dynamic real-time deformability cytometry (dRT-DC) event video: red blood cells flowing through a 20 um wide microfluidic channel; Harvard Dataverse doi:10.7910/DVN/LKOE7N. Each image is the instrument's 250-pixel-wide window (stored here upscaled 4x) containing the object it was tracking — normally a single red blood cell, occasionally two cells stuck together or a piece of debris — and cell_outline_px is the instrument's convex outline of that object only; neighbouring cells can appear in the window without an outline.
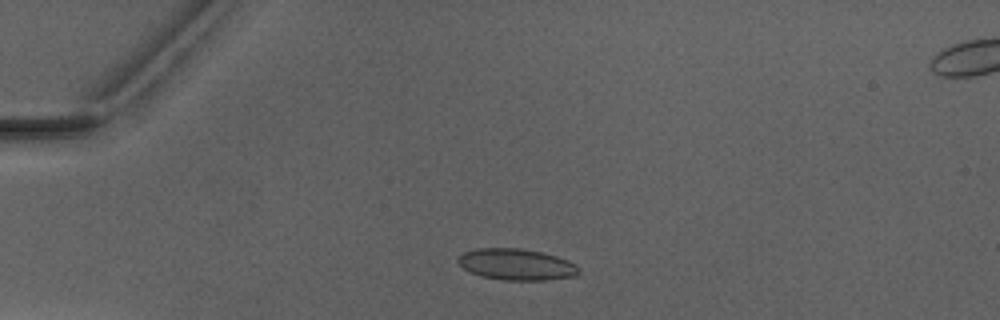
{"species": "Egyptian fruit bat (a non-hibernating species)", "species_latin": "Rousettus aegyptiacus", "temperature_condition": "warm", "stored_images_in_passage": 5, "camera_frame_rate_fps": 3000, "um_per_image_px": 0.085, "animal": {"sex": "male"}, "frame": {"image": 1, "passage_image": 3, "time_ms": 2.333, "image_size_px": [1000, 320], "cell_outline_px": [[580, 272], [576, 276], [548, 280], [504, 280], [480, 276], [464, 268], [456, 260], [464, 252], [476, 248], [520, 248], [544, 252], [568, 260], [576, 264], [580, 268]], "centroid_in_image_um": [43.94, 22.47], "position_along_channel_um": 41.1, "area_um2": 22.2}}
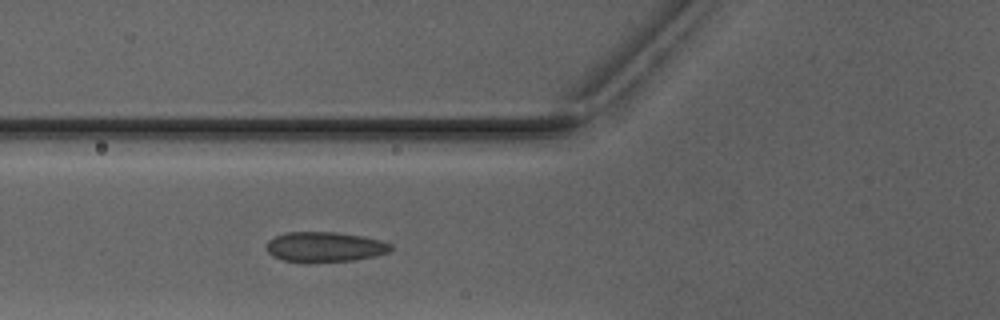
{"frame": {"image": 2, "passage_image": 5, "time_ms": 4.667, "image_size_px": [1000, 320], "cell_outline_px": [[392, 252], [376, 256], [352, 260], [308, 264], [284, 260], [272, 256], [268, 252], [268, 240], [276, 236], [288, 232], [336, 232], [364, 236], [380, 240], [392, 244]], "centroid_in_image_um": [27.64, 21.01], "position_along_channel_um": 98.2, "area_um2": 22.2}}